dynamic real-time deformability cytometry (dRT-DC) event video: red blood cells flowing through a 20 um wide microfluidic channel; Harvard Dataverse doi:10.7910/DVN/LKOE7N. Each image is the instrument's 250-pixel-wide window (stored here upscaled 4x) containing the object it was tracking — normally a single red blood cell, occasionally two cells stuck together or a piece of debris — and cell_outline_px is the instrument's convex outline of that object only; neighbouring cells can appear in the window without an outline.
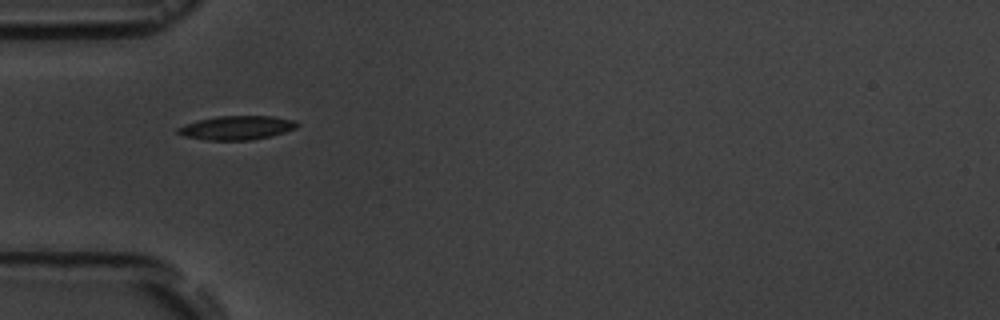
{"species": "common noctule bat (a hibernating species)", "species_latin": "Nyctalus noctula", "temperature_condition": "room temperature", "stored_images_in_passage": 6, "segment_of_instrument_passage": [2, 2], "camera_frame_rate_fps": 3000, "um_per_image_px": 0.085, "animal": {"sex": "male", "body_mass_g": 19.5, "forearm_length_mm": 54.6}, "frame": {"image": 1, "passage_image": 5, "time_ms": 5.0, "image_size_px": [1000, 320], "cell_outline_px": [[300, 124], [296, 128], [284, 132], [252, 140], [208, 140], [184, 136], [176, 132], [176, 128], [184, 124], [196, 120], [216, 116], [276, 116], [296, 120]], "centroid_in_image_um": [20.12, 10.84], "position_along_channel_um": 64.9, "area_um2": 16.76}}
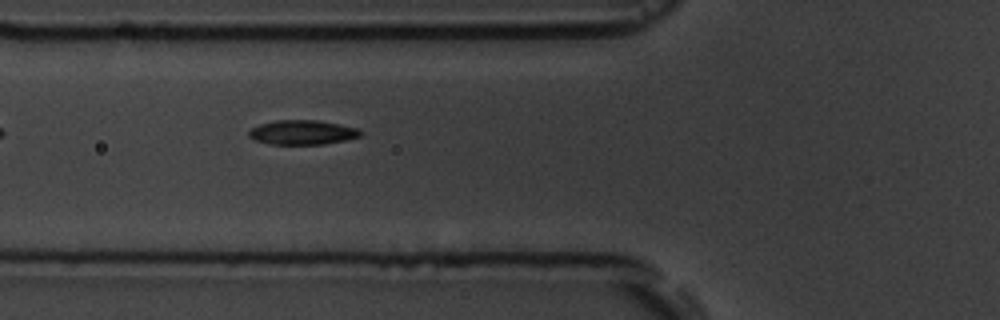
{"frame": {"image": 2, "passage_image": 6, "time_ms": 6.0, "image_size_px": [1000, 320], "cell_outline_px": [[364, 132], [360, 136], [344, 140], [324, 144], [272, 144], [252, 140], [248, 136], [248, 132], [252, 128], [260, 124], [276, 120], [316, 120], [356, 128]], "centroid_in_image_um": [25.66, 11.25], "position_along_channel_um": 100.1, "area_um2": 15.78}}